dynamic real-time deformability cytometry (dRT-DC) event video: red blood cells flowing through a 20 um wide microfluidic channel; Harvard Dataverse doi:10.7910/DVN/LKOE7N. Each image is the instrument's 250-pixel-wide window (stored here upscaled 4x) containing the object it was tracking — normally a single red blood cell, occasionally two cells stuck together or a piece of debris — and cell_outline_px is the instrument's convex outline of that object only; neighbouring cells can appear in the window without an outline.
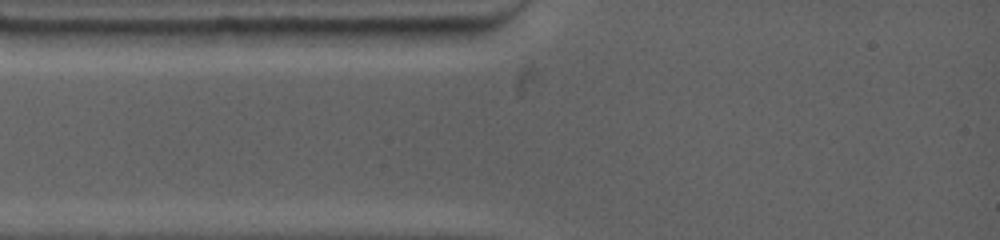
{"species": "common noctule bat (a hibernating species)", "species_latin": "Nyctalus noctula", "temperature_condition": "warm", "stored_images_in_passage": 1, "camera_frame_rate_fps": 4500, "um_per_image_px": 0.085, "animal": {"sex": "female", "body_mass_g": 19.0, "forearm_length_mm": 53.3}, "frame": {"image": 1, "passage_image": 1, "time_ms": 0.0, "image_size_px": [1000, 240], "cell_outline_px": [[472, 28], [444, 44], [428, 48], [368, 44], [344, 28]], "centroid_in_image_um": [34.65, 3.07], "position_along_channel_um": 50.4, "area_um2": 12.89}}